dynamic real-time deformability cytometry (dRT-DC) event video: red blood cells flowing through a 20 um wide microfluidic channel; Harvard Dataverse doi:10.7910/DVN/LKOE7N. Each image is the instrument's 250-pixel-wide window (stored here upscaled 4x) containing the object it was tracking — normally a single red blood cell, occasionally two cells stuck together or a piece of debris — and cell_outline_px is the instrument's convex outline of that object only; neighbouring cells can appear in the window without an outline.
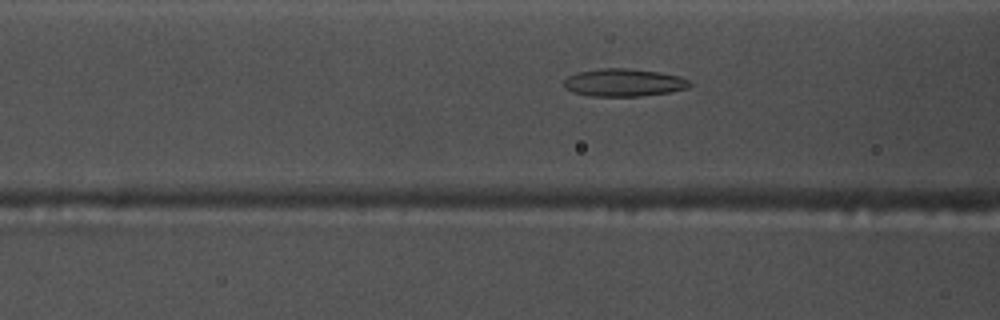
{"species": "common noctule bat (a hibernating species)", "species_latin": "Nyctalus noctula", "temperature_condition": "warm", "stored_images_in_passage": 39, "camera_frame_rate_fps": 3000, "um_per_image_px": 0.085, "animal": {"sex": "male", "body_mass_g": 17.5, "forearm_length_mm": 52.3}, "frame": {"image": 1, "passage_image": 5, "time_ms": 1.333, "image_size_px": [1000, 320], "cell_outline_px": [[692, 84], [688, 88], [668, 92], [640, 96], [592, 96], [572, 92], [564, 88], [564, 80], [568, 76], [580, 72], [604, 68], [628, 68], [660, 72], [680, 76], [688, 80]], "centroid_in_image_um": [53.03, 7.02], "position_along_channel_um": 113.6, "area_um2": 20.23}}
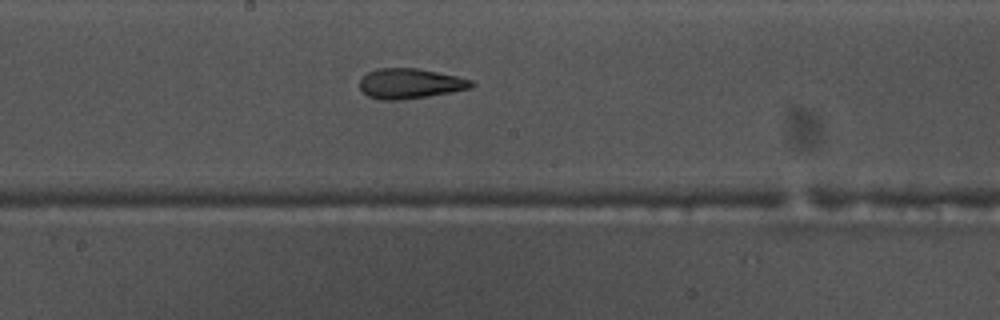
{"frame": {"image": 2, "passage_image": 13, "time_ms": 4.0, "image_size_px": [1000, 320], "cell_outline_px": [[476, 84], [472, 88], [452, 92], [428, 96], [396, 100], [380, 100], [368, 96], [360, 88], [360, 80], [368, 72], [376, 68], [420, 68], [460, 76], [472, 80]], "centroid_in_image_um": [34.91, 7.09], "position_along_channel_um": 213.3, "area_um2": 19.83}}
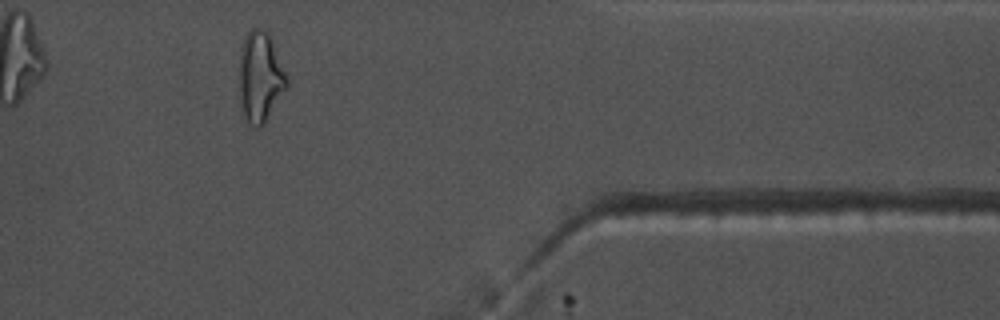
{"frame": {"image": 3, "passage_image": 29, "time_ms": 9.333, "image_size_px": [1000, 320], "cell_outline_px": [[288, 88], [264, 124], [260, 128], [256, 128], [244, 116], [240, 100], [240, 48], [248, 32], [252, 28], [260, 28], [268, 32], [288, 80]], "centroid_in_image_um": [22.13, 6.57], "position_along_channel_um": 389.3, "area_um2": 24.8}, "authors_computed_cell_mechanics": {"area_um2": 20.4034, "velocity_mm_per_s": 3.7509, "shape_relaxation_time_tau1_ms": null, "shape_relaxation_time_tau2_ms": 2.5503, "deformation_change_tau1": null, "deformation_change_tau2": 0.1236}}